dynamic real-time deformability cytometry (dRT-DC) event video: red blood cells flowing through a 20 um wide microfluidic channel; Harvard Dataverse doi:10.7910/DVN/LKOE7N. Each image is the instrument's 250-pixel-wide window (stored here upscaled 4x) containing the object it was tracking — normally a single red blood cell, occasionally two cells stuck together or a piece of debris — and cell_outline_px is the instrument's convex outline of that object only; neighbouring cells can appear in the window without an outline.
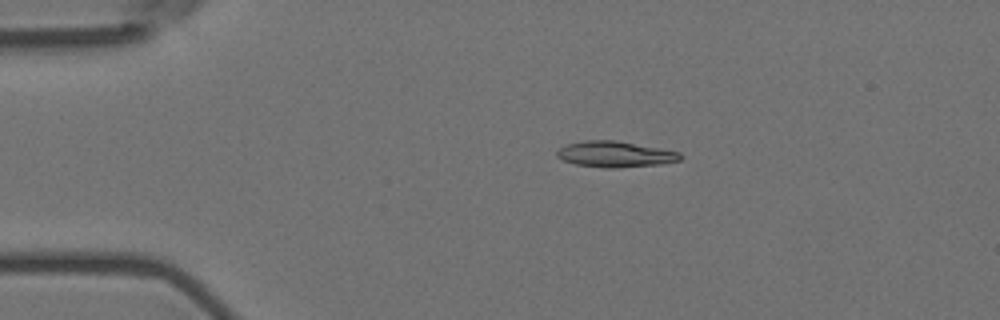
{"species": "Egyptian fruit bat (a non-hibernating species)", "species_latin": "Rousettus aegyptiacus", "temperature_condition": "room temperature", "stored_images_in_passage": 5, "camera_frame_rate_fps": 3000, "um_per_image_px": 0.085, "animal": {"sex": "female"}, "frame": {"image": 1, "passage_image": 2, "time_ms": 0.333, "image_size_px": [1000, 320], "cell_outline_px": [[684, 156], [680, 160], [660, 164], [616, 168], [604, 168], [576, 164], [564, 160], [556, 156], [556, 152], [560, 148], [568, 144], [584, 140], [616, 140], [680, 152]], "centroid_in_image_um": [52.3, 13.11], "position_along_channel_um": 32.7, "area_um2": 18.55}}
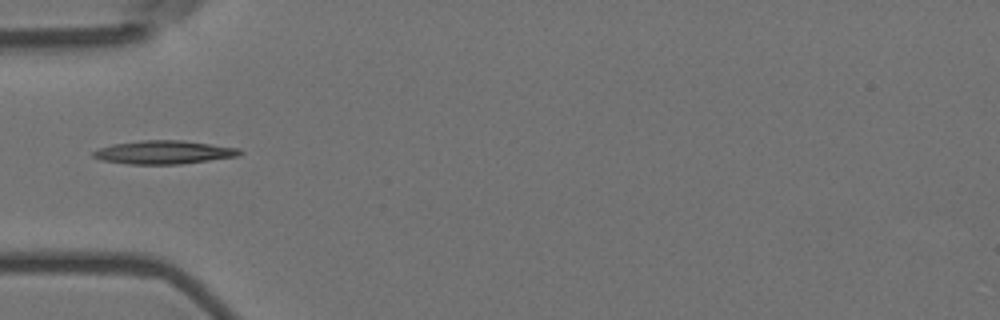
{"frame": {"image": 2, "passage_image": 4, "time_ms": 1.0, "image_size_px": [1000, 320], "cell_outline_px": [[244, 152], [240, 156], [180, 164], [128, 164], [100, 160], [92, 156], [92, 152], [100, 148], [112, 144], [140, 140], [184, 140], [240, 148]], "centroid_in_image_um": [13.95, 12.94], "position_along_channel_um": 71.0, "area_um2": 20.17}}
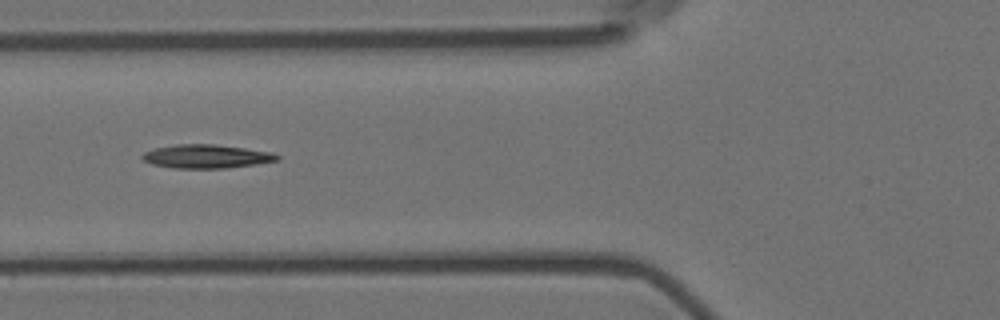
{"frame": {"image": 3, "passage_image": 5, "time_ms": 1.333, "image_size_px": [1000, 320], "cell_outline_px": [[280, 160], [256, 164], [224, 168], [172, 168], [152, 164], [144, 160], [140, 156], [144, 152], [156, 148], [176, 144], [212, 144], [244, 148], [272, 152], [280, 156]], "centroid_in_image_um": [17.55, 13.29], "position_along_channel_um": 108.3, "area_um2": 18.5}}